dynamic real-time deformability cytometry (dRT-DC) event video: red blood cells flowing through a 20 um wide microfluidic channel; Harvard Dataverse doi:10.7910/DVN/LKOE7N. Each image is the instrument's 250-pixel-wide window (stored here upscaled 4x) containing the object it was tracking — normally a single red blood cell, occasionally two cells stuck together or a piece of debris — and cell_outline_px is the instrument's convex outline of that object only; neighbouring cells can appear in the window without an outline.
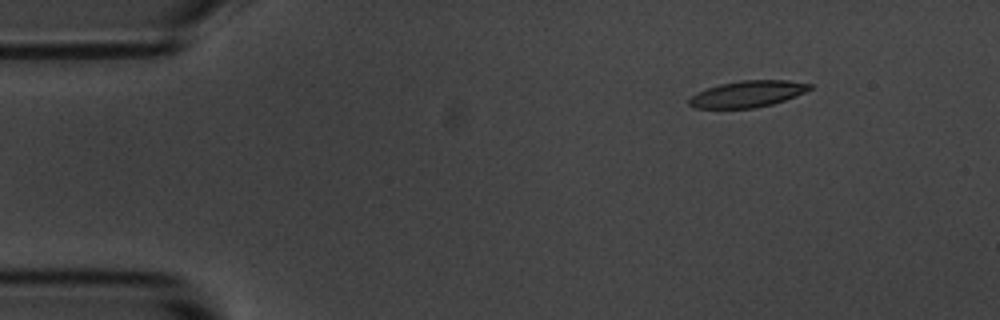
{"species": "common noctule bat (a hibernating species)", "species_latin": "Nyctalus noctula", "temperature_condition": "room temperature", "stored_images_in_passage": 7, "camera_frame_rate_fps": 3000, "um_per_image_px": 0.085, "animal": {"sex": "male", "body_mass_g": 20.1, "forearm_length_mm": 53.5}, "frame": {"image": 1, "passage_image": 2, "time_ms": 0.333, "image_size_px": [1000, 320], "cell_outline_px": [[812, 88], [796, 96], [772, 104], [752, 108], [696, 108], [688, 104], [688, 100], [696, 92], [720, 84], [740, 80], [788, 80], [812, 84]], "centroid_in_image_um": [63.54, 7.98], "position_along_channel_um": 21.5, "area_um2": 18.5}}
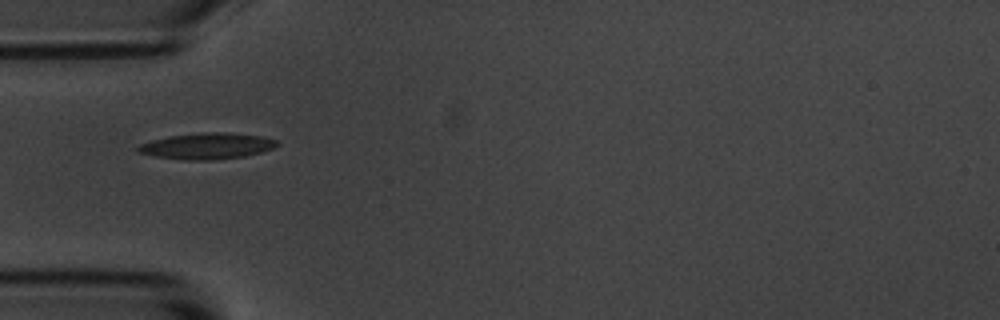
{"frame": {"image": 2, "passage_image": 5, "time_ms": 1.333, "image_size_px": [1000, 320], "cell_outline_px": [[280, 144], [276, 148], [244, 156], [212, 160], [188, 160], [156, 156], [136, 152], [136, 148], [140, 144], [152, 140], [168, 136], [200, 132], [224, 132], [264, 136], [276, 140]], "centroid_in_image_um": [17.62, 12.4], "position_along_channel_um": 67.4, "area_um2": 21.27}}
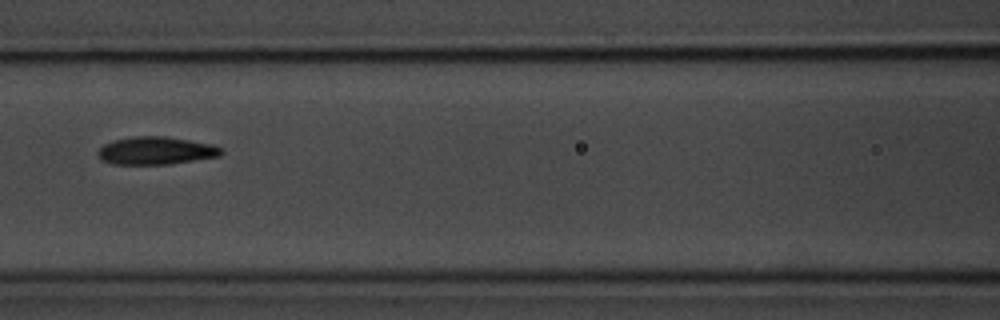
{"frame": {"image": 3, "passage_image": 7, "time_ms": 2.0, "image_size_px": [1000, 320], "cell_outline_px": [[224, 152], [220, 156], [168, 164], [112, 164], [100, 160], [96, 152], [104, 144], [112, 140], [132, 136], [164, 136], [212, 144], [220, 148]], "centroid_in_image_um": [13.2, 12.8], "position_along_channel_um": 153.4, "area_um2": 20.0}}